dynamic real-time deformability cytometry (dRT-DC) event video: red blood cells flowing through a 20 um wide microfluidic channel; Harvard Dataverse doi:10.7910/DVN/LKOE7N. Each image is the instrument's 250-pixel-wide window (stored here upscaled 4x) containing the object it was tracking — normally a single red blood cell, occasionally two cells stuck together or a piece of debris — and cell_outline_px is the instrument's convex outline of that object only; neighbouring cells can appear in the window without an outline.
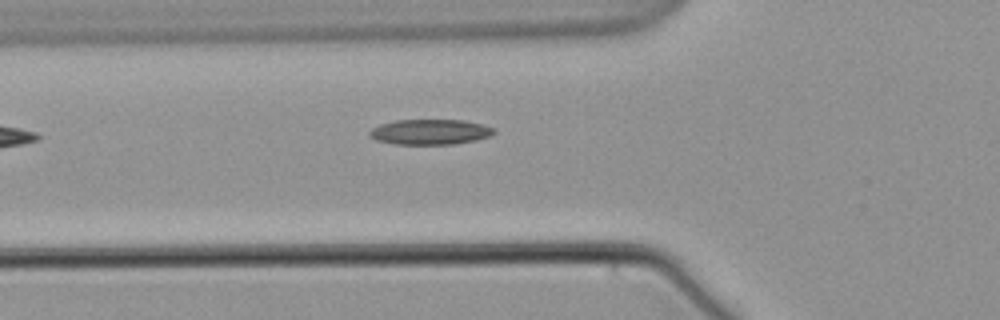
{"species": "common noctule bat (a hibernating species)", "species_latin": "Nyctalus noctula", "temperature_condition": "warm", "stored_images_in_passage": 6, "camera_frame_rate_fps": 3000, "um_per_image_px": 0.085, "animal": {"sex": "male", "body_mass_g": 21.5, "forearm_length_mm": 52.0}, "frame": {"image": 1, "passage_image": 6, "time_ms": 6.667, "image_size_px": [1000, 320], "cell_outline_px": [[496, 132], [488, 136], [476, 140], [452, 144], [396, 144], [376, 140], [368, 136], [368, 132], [372, 128], [380, 124], [396, 120], [464, 120], [484, 124], [492, 128]], "centroid_in_image_um": [36.53, 11.21], "position_along_channel_um": 89.3, "area_um2": 18.32}}